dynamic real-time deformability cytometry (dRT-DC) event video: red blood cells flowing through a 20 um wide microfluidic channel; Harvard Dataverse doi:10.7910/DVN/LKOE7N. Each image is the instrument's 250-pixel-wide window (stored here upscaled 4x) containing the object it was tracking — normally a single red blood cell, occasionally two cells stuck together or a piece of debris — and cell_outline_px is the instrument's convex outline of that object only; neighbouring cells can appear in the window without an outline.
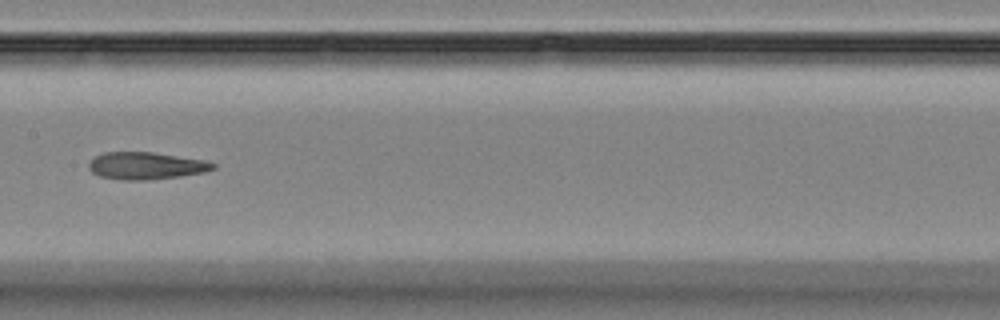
{"species": "Egyptian fruit bat (a non-hibernating species)", "species_latin": "Rousettus aegyptiacus", "temperature_condition": "room temperature", "stored_images_in_passage": 11, "camera_frame_rate_fps": 3000, "um_per_image_px": 0.085, "animal": {"sex": "female"}, "frame": {"image": 1, "passage_image": 8, "time_ms": 9.0, "image_size_px": [1000, 320], "cell_outline_px": [[216, 168], [204, 172], [180, 176], [148, 180], [120, 180], [100, 176], [92, 172], [88, 168], [88, 164], [96, 156], [104, 152], [152, 152], [208, 160], [216, 164]], "centroid_in_image_um": [12.44, 14.09], "position_along_channel_um": 195.0, "area_um2": 19.83}}
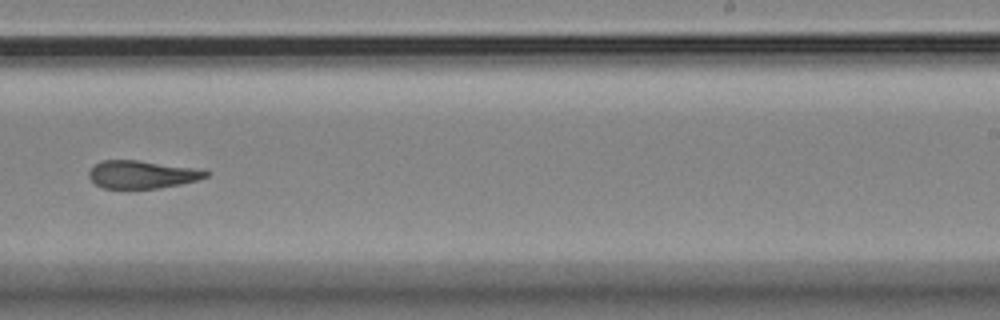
{"frame": {"image": 2, "passage_image": 10, "time_ms": 11.333, "image_size_px": [1000, 320], "cell_outline_px": [[212, 172], [208, 176], [200, 180], [160, 188], [104, 188], [96, 184], [88, 176], [88, 172], [100, 160], [136, 160], [196, 168]], "centroid_in_image_um": [12.11, 14.83], "position_along_channel_um": 276.9, "area_um2": 18.96}}
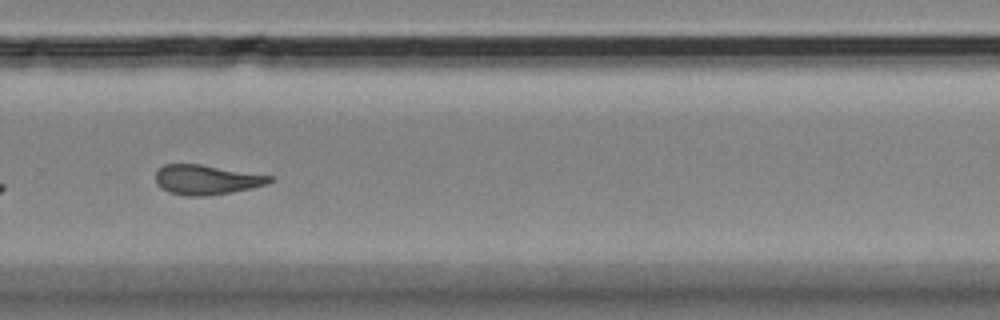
{"frame": {"image": 3, "passage_image": 11, "time_ms": 12.333, "image_size_px": [1000, 320], "cell_outline_px": [[276, 180], [268, 184], [252, 188], [208, 196], [188, 196], [168, 192], [160, 188], [156, 184], [156, 172], [164, 164], [200, 164], [272, 176]], "centroid_in_image_um": [17.56, 15.28], "position_along_channel_um": 312.2, "area_um2": 19.83}}